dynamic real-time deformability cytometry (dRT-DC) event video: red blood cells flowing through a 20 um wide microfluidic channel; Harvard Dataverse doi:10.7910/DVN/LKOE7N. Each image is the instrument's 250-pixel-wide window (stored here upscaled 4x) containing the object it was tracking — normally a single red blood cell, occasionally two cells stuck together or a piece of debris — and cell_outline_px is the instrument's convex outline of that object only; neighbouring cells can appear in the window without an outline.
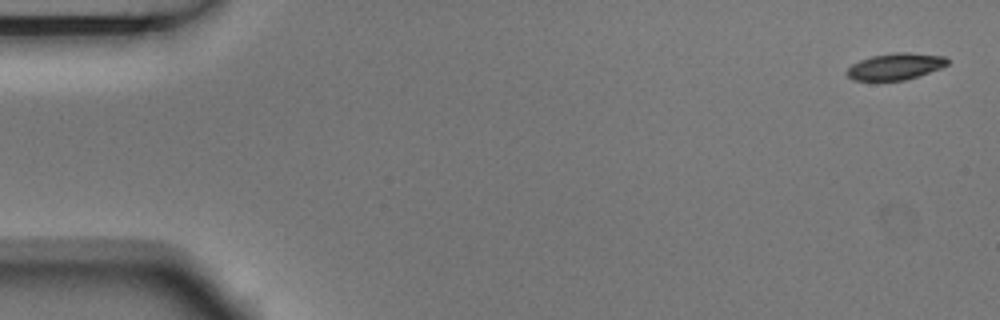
{"species": "Egyptian fruit bat (a non-hibernating species)", "species_latin": "Rousettus aegyptiacus", "temperature_condition": "room temperature", "stored_images_in_passage": 5, "camera_frame_rate_fps": 3000, "um_per_image_px": 0.085, "animal": {"sex": "male"}, "frame": {"image": 1, "passage_image": 1, "time_ms": 0.0, "image_size_px": [1000, 320], "cell_outline_px": [[948, 64], [940, 68], [904, 80], [852, 80], [844, 72], [852, 64], [860, 60], [872, 56], [896, 52], [908, 52], [944, 56], [948, 60]], "centroid_in_image_um": [76.07, 5.64], "position_along_channel_um": 8.9, "area_um2": 15.37}}
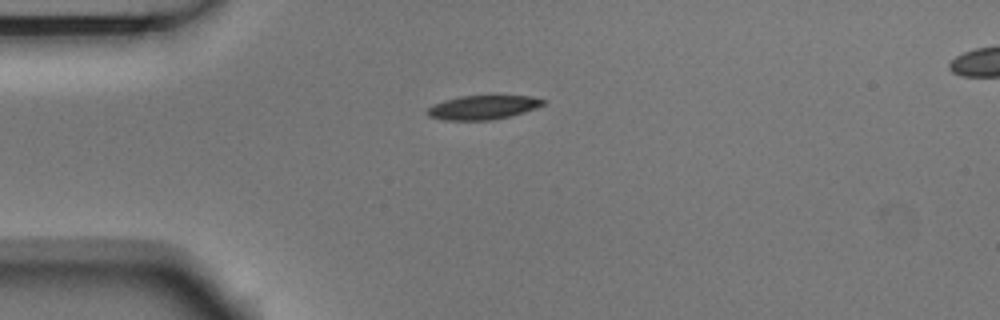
{"frame": {"image": 2, "passage_image": 4, "time_ms": 1.0, "image_size_px": [1000, 320], "cell_outline_px": [[544, 104], [536, 108], [524, 112], [492, 120], [444, 120], [428, 116], [424, 112], [432, 104], [444, 100], [460, 96], [532, 96], [544, 100]], "centroid_in_image_um": [40.99, 9.13], "position_along_channel_um": 44.0, "area_um2": 16.18}}